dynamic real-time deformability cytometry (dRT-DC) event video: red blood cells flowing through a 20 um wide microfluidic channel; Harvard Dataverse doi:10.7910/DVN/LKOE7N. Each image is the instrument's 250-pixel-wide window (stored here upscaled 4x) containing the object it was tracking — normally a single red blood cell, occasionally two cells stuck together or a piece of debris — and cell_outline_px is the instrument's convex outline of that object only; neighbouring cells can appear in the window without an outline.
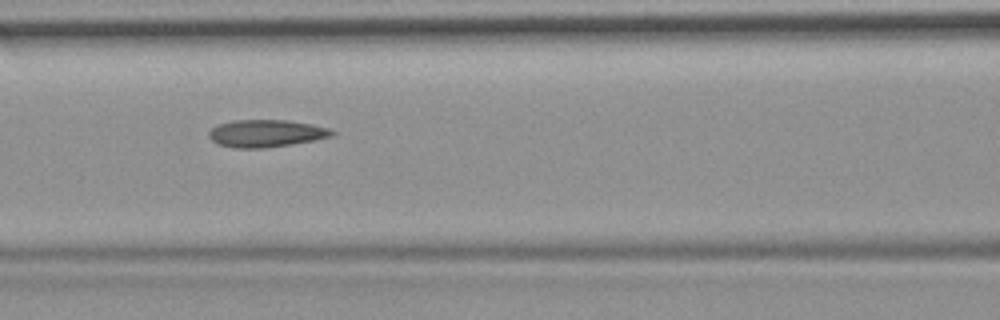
{"species": "common noctule bat (a hibernating species)", "species_latin": "Nyctalus noctula", "temperature_condition": "room temperature", "stored_images_in_passage": 7, "camera_frame_rate_fps": 3000, "um_per_image_px": 0.085, "animal": {"sex": "female", "body_mass_g": 19.9}, "frame": {"image": 1, "passage_image": 4, "time_ms": 3.667, "image_size_px": [1000, 320], "cell_outline_px": [[336, 132], [332, 136], [312, 140], [264, 148], [236, 148], [220, 144], [212, 140], [208, 136], [208, 132], [212, 128], [220, 124], [232, 120], [288, 120], [312, 124], [328, 128]], "centroid_in_image_um": [22.61, 11.32], "position_along_channel_um": 144.0, "area_um2": 19.36}}
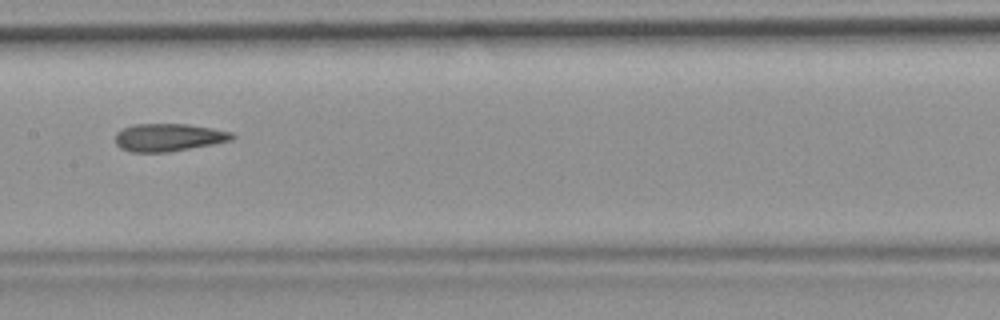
{"frame": {"image": 2, "passage_image": 5, "time_ms": 5.0, "image_size_px": [1000, 320], "cell_outline_px": [[236, 136], [232, 140], [212, 144], [168, 152], [132, 152], [120, 148], [116, 144], [116, 132], [124, 128], [136, 124], [188, 124], [212, 128], [232, 132]], "centroid_in_image_um": [14.33, 11.68], "position_along_channel_um": 193.1, "area_um2": 18.79}}
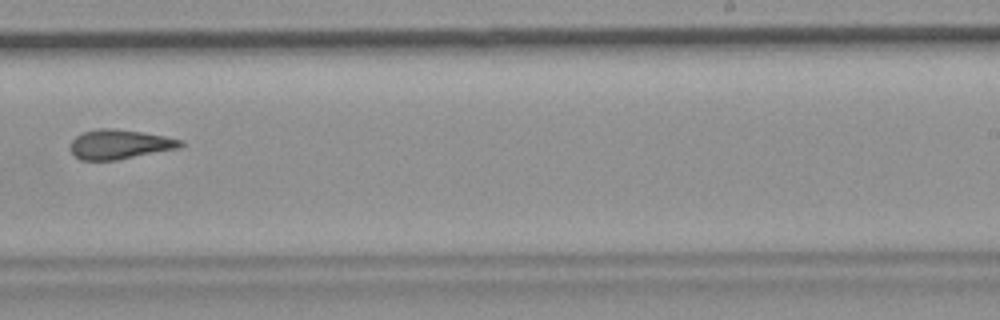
{"frame": {"image": 3, "passage_image": 7, "time_ms": 7.333, "image_size_px": [1000, 320], "cell_outline_px": [[184, 144], [176, 148], [116, 160], [80, 160], [72, 156], [68, 148], [68, 144], [76, 136], [84, 132], [96, 128], [112, 128], [140, 132], [164, 136], [184, 140]], "centroid_in_image_um": [10.07, 12.27], "position_along_channel_um": 278.9, "area_um2": 18.96}}